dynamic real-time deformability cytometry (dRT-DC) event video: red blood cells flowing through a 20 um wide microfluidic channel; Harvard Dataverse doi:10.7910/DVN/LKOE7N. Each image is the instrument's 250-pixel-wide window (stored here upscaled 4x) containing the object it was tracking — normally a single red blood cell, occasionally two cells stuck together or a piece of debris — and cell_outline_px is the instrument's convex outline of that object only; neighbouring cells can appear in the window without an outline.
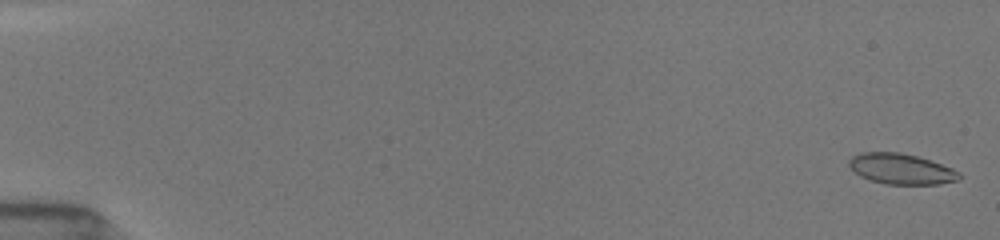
{"species": "common noctule bat (a hibernating species)", "species_latin": "Nyctalus noctula", "temperature_condition": "room temperature", "stored_images_in_passage": 31, "camera_frame_rate_fps": 3000, "um_per_image_px": 0.085, "animal": {"sex": "female", "body_mass_g": 19.5, "forearm_length_mm": 54.1}, "frame": {"image": 1, "passage_image": 2, "time_ms": 0.333, "image_size_px": [1000, 240], "cell_outline_px": [[960, 180], [936, 184], [884, 184], [860, 176], [848, 164], [848, 160], [852, 156], [860, 152], [900, 152], [916, 156], [952, 168], [960, 172]], "centroid_in_image_um": [76.59, 14.35], "position_along_channel_um": 8.4, "area_um2": 19.48}}
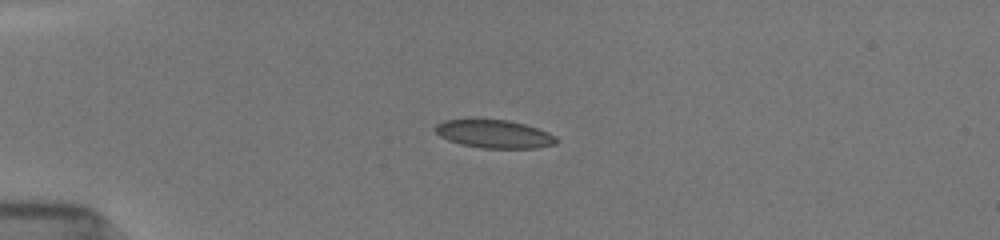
{"frame": {"image": 2, "passage_image": 24, "time_ms": 4.667, "image_size_px": [1000, 240], "cell_outline_px": [[556, 144], [536, 148], [480, 148], [460, 144], [448, 140], [440, 136], [432, 128], [436, 124], [444, 120], [508, 120], [524, 124], [548, 132], [556, 136]], "centroid_in_image_um": [41.99, 11.4], "position_along_channel_um": 43.0, "area_um2": 19.77}}